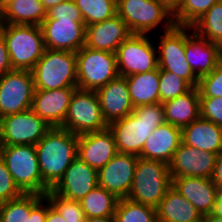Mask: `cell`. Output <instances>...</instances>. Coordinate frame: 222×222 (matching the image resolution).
<instances>
[{"mask_svg":"<svg viewBox=\"0 0 222 222\" xmlns=\"http://www.w3.org/2000/svg\"><path fill=\"white\" fill-rule=\"evenodd\" d=\"M153 42L147 34L131 33L116 51L118 74L127 77L157 69V49Z\"/></svg>","mask_w":222,"mask_h":222,"instance_id":"obj_10","label":"cell"},{"mask_svg":"<svg viewBox=\"0 0 222 222\" xmlns=\"http://www.w3.org/2000/svg\"><path fill=\"white\" fill-rule=\"evenodd\" d=\"M157 49L159 69L167 70L187 80L193 87L199 78L191 69L185 56V26L174 25L161 34Z\"/></svg>","mask_w":222,"mask_h":222,"instance_id":"obj_12","label":"cell"},{"mask_svg":"<svg viewBox=\"0 0 222 222\" xmlns=\"http://www.w3.org/2000/svg\"><path fill=\"white\" fill-rule=\"evenodd\" d=\"M23 192L15 184L5 162L0 157V204L20 197Z\"/></svg>","mask_w":222,"mask_h":222,"instance_id":"obj_39","label":"cell"},{"mask_svg":"<svg viewBox=\"0 0 222 222\" xmlns=\"http://www.w3.org/2000/svg\"><path fill=\"white\" fill-rule=\"evenodd\" d=\"M117 153L114 135L109 127L78 136V157L97 171Z\"/></svg>","mask_w":222,"mask_h":222,"instance_id":"obj_20","label":"cell"},{"mask_svg":"<svg viewBox=\"0 0 222 222\" xmlns=\"http://www.w3.org/2000/svg\"><path fill=\"white\" fill-rule=\"evenodd\" d=\"M221 62H222V46H221V58H220Z\"/></svg>","mask_w":222,"mask_h":222,"instance_id":"obj_52","label":"cell"},{"mask_svg":"<svg viewBox=\"0 0 222 222\" xmlns=\"http://www.w3.org/2000/svg\"><path fill=\"white\" fill-rule=\"evenodd\" d=\"M60 128L77 136L108 128L96 91L79 88L74 91L66 118Z\"/></svg>","mask_w":222,"mask_h":222,"instance_id":"obj_9","label":"cell"},{"mask_svg":"<svg viewBox=\"0 0 222 222\" xmlns=\"http://www.w3.org/2000/svg\"><path fill=\"white\" fill-rule=\"evenodd\" d=\"M191 27L198 36L222 46V1L215 3Z\"/></svg>","mask_w":222,"mask_h":222,"instance_id":"obj_32","label":"cell"},{"mask_svg":"<svg viewBox=\"0 0 222 222\" xmlns=\"http://www.w3.org/2000/svg\"><path fill=\"white\" fill-rule=\"evenodd\" d=\"M202 221L203 222H222V218L217 217L212 214H207L203 216Z\"/></svg>","mask_w":222,"mask_h":222,"instance_id":"obj_50","label":"cell"},{"mask_svg":"<svg viewBox=\"0 0 222 222\" xmlns=\"http://www.w3.org/2000/svg\"><path fill=\"white\" fill-rule=\"evenodd\" d=\"M130 34L126 23L116 14L105 21L86 26L85 46L116 53L117 48Z\"/></svg>","mask_w":222,"mask_h":222,"instance_id":"obj_22","label":"cell"},{"mask_svg":"<svg viewBox=\"0 0 222 222\" xmlns=\"http://www.w3.org/2000/svg\"><path fill=\"white\" fill-rule=\"evenodd\" d=\"M172 187L168 164L139 157L128 199L157 208Z\"/></svg>","mask_w":222,"mask_h":222,"instance_id":"obj_4","label":"cell"},{"mask_svg":"<svg viewBox=\"0 0 222 222\" xmlns=\"http://www.w3.org/2000/svg\"><path fill=\"white\" fill-rule=\"evenodd\" d=\"M181 142V129L165 122L146 139L139 157L169 164Z\"/></svg>","mask_w":222,"mask_h":222,"instance_id":"obj_24","label":"cell"},{"mask_svg":"<svg viewBox=\"0 0 222 222\" xmlns=\"http://www.w3.org/2000/svg\"><path fill=\"white\" fill-rule=\"evenodd\" d=\"M84 222H116L114 216L112 217H86Z\"/></svg>","mask_w":222,"mask_h":222,"instance_id":"obj_48","label":"cell"},{"mask_svg":"<svg viewBox=\"0 0 222 222\" xmlns=\"http://www.w3.org/2000/svg\"><path fill=\"white\" fill-rule=\"evenodd\" d=\"M172 186L204 216L211 214L220 190L211 178H172Z\"/></svg>","mask_w":222,"mask_h":222,"instance_id":"obj_23","label":"cell"},{"mask_svg":"<svg viewBox=\"0 0 222 222\" xmlns=\"http://www.w3.org/2000/svg\"><path fill=\"white\" fill-rule=\"evenodd\" d=\"M117 14L131 33L149 34L160 23L164 31L175 25L173 13L158 0H117Z\"/></svg>","mask_w":222,"mask_h":222,"instance_id":"obj_7","label":"cell"},{"mask_svg":"<svg viewBox=\"0 0 222 222\" xmlns=\"http://www.w3.org/2000/svg\"><path fill=\"white\" fill-rule=\"evenodd\" d=\"M9 52L7 50L6 41L3 34L0 32V76H3L6 72L12 71Z\"/></svg>","mask_w":222,"mask_h":222,"instance_id":"obj_42","label":"cell"},{"mask_svg":"<svg viewBox=\"0 0 222 222\" xmlns=\"http://www.w3.org/2000/svg\"><path fill=\"white\" fill-rule=\"evenodd\" d=\"M158 222H201L203 216L172 186L156 208Z\"/></svg>","mask_w":222,"mask_h":222,"instance_id":"obj_27","label":"cell"},{"mask_svg":"<svg viewBox=\"0 0 222 222\" xmlns=\"http://www.w3.org/2000/svg\"><path fill=\"white\" fill-rule=\"evenodd\" d=\"M119 199L104 188L97 186L80 200L86 217H112Z\"/></svg>","mask_w":222,"mask_h":222,"instance_id":"obj_30","label":"cell"},{"mask_svg":"<svg viewBox=\"0 0 222 222\" xmlns=\"http://www.w3.org/2000/svg\"><path fill=\"white\" fill-rule=\"evenodd\" d=\"M114 217L116 222H158L156 208L128 198L119 199Z\"/></svg>","mask_w":222,"mask_h":222,"instance_id":"obj_34","label":"cell"},{"mask_svg":"<svg viewBox=\"0 0 222 222\" xmlns=\"http://www.w3.org/2000/svg\"><path fill=\"white\" fill-rule=\"evenodd\" d=\"M46 16L40 0H14L0 11V24L40 26Z\"/></svg>","mask_w":222,"mask_h":222,"instance_id":"obj_29","label":"cell"},{"mask_svg":"<svg viewBox=\"0 0 222 222\" xmlns=\"http://www.w3.org/2000/svg\"><path fill=\"white\" fill-rule=\"evenodd\" d=\"M51 205L60 213L65 222H84L86 216L80 201L64 198L51 189L45 194Z\"/></svg>","mask_w":222,"mask_h":222,"instance_id":"obj_37","label":"cell"},{"mask_svg":"<svg viewBox=\"0 0 222 222\" xmlns=\"http://www.w3.org/2000/svg\"><path fill=\"white\" fill-rule=\"evenodd\" d=\"M41 3L43 4L44 9L47 11H49L52 7L65 2L67 0H40Z\"/></svg>","mask_w":222,"mask_h":222,"instance_id":"obj_49","label":"cell"},{"mask_svg":"<svg viewBox=\"0 0 222 222\" xmlns=\"http://www.w3.org/2000/svg\"><path fill=\"white\" fill-rule=\"evenodd\" d=\"M211 179L217 188L222 191V150L216 156L214 171Z\"/></svg>","mask_w":222,"mask_h":222,"instance_id":"obj_44","label":"cell"},{"mask_svg":"<svg viewBox=\"0 0 222 222\" xmlns=\"http://www.w3.org/2000/svg\"><path fill=\"white\" fill-rule=\"evenodd\" d=\"M44 184L52 189L78 156V136L60 127H52L35 145Z\"/></svg>","mask_w":222,"mask_h":222,"instance_id":"obj_2","label":"cell"},{"mask_svg":"<svg viewBox=\"0 0 222 222\" xmlns=\"http://www.w3.org/2000/svg\"><path fill=\"white\" fill-rule=\"evenodd\" d=\"M165 123L162 103L142 105L131 114L108 125L112 131L119 153L139 156L146 139L161 124Z\"/></svg>","mask_w":222,"mask_h":222,"instance_id":"obj_1","label":"cell"},{"mask_svg":"<svg viewBox=\"0 0 222 222\" xmlns=\"http://www.w3.org/2000/svg\"><path fill=\"white\" fill-rule=\"evenodd\" d=\"M34 91L30 70L13 69L0 76V118L31 109Z\"/></svg>","mask_w":222,"mask_h":222,"instance_id":"obj_13","label":"cell"},{"mask_svg":"<svg viewBox=\"0 0 222 222\" xmlns=\"http://www.w3.org/2000/svg\"><path fill=\"white\" fill-rule=\"evenodd\" d=\"M163 4L168 10L174 13L182 3V0H158Z\"/></svg>","mask_w":222,"mask_h":222,"instance_id":"obj_46","label":"cell"},{"mask_svg":"<svg viewBox=\"0 0 222 222\" xmlns=\"http://www.w3.org/2000/svg\"><path fill=\"white\" fill-rule=\"evenodd\" d=\"M14 0H0V11Z\"/></svg>","mask_w":222,"mask_h":222,"instance_id":"obj_51","label":"cell"},{"mask_svg":"<svg viewBox=\"0 0 222 222\" xmlns=\"http://www.w3.org/2000/svg\"><path fill=\"white\" fill-rule=\"evenodd\" d=\"M31 72L35 90L78 88L75 52L45 49Z\"/></svg>","mask_w":222,"mask_h":222,"instance_id":"obj_3","label":"cell"},{"mask_svg":"<svg viewBox=\"0 0 222 222\" xmlns=\"http://www.w3.org/2000/svg\"><path fill=\"white\" fill-rule=\"evenodd\" d=\"M32 109L0 118V146L36 145L51 129Z\"/></svg>","mask_w":222,"mask_h":222,"instance_id":"obj_11","label":"cell"},{"mask_svg":"<svg viewBox=\"0 0 222 222\" xmlns=\"http://www.w3.org/2000/svg\"><path fill=\"white\" fill-rule=\"evenodd\" d=\"M163 104L165 122L180 129L200 117V93L196 87Z\"/></svg>","mask_w":222,"mask_h":222,"instance_id":"obj_26","label":"cell"},{"mask_svg":"<svg viewBox=\"0 0 222 222\" xmlns=\"http://www.w3.org/2000/svg\"><path fill=\"white\" fill-rule=\"evenodd\" d=\"M217 154L180 143L168 164L172 178H211Z\"/></svg>","mask_w":222,"mask_h":222,"instance_id":"obj_15","label":"cell"},{"mask_svg":"<svg viewBox=\"0 0 222 222\" xmlns=\"http://www.w3.org/2000/svg\"><path fill=\"white\" fill-rule=\"evenodd\" d=\"M77 85L79 89L96 91L119 74L116 53L83 46L76 52Z\"/></svg>","mask_w":222,"mask_h":222,"instance_id":"obj_8","label":"cell"},{"mask_svg":"<svg viewBox=\"0 0 222 222\" xmlns=\"http://www.w3.org/2000/svg\"><path fill=\"white\" fill-rule=\"evenodd\" d=\"M188 31L190 34H188ZM185 56L195 75L200 78L213 71L221 61V46L198 36L185 26Z\"/></svg>","mask_w":222,"mask_h":222,"instance_id":"obj_18","label":"cell"},{"mask_svg":"<svg viewBox=\"0 0 222 222\" xmlns=\"http://www.w3.org/2000/svg\"><path fill=\"white\" fill-rule=\"evenodd\" d=\"M46 216H47V197L44 196L32 208L28 222H46Z\"/></svg>","mask_w":222,"mask_h":222,"instance_id":"obj_43","label":"cell"},{"mask_svg":"<svg viewBox=\"0 0 222 222\" xmlns=\"http://www.w3.org/2000/svg\"><path fill=\"white\" fill-rule=\"evenodd\" d=\"M138 158L139 156L134 154L118 152L98 171V186L114 194L118 199L127 198Z\"/></svg>","mask_w":222,"mask_h":222,"instance_id":"obj_14","label":"cell"},{"mask_svg":"<svg viewBox=\"0 0 222 222\" xmlns=\"http://www.w3.org/2000/svg\"><path fill=\"white\" fill-rule=\"evenodd\" d=\"M197 88L200 97H222V62L209 74L199 78Z\"/></svg>","mask_w":222,"mask_h":222,"instance_id":"obj_38","label":"cell"},{"mask_svg":"<svg viewBox=\"0 0 222 222\" xmlns=\"http://www.w3.org/2000/svg\"><path fill=\"white\" fill-rule=\"evenodd\" d=\"M97 186L98 171L77 156L51 190L64 198L80 201Z\"/></svg>","mask_w":222,"mask_h":222,"instance_id":"obj_17","label":"cell"},{"mask_svg":"<svg viewBox=\"0 0 222 222\" xmlns=\"http://www.w3.org/2000/svg\"><path fill=\"white\" fill-rule=\"evenodd\" d=\"M212 215L222 218V191L219 192L212 210Z\"/></svg>","mask_w":222,"mask_h":222,"instance_id":"obj_47","label":"cell"},{"mask_svg":"<svg viewBox=\"0 0 222 222\" xmlns=\"http://www.w3.org/2000/svg\"><path fill=\"white\" fill-rule=\"evenodd\" d=\"M103 118L110 123L126 117L134 110L126 78L118 75L96 90Z\"/></svg>","mask_w":222,"mask_h":222,"instance_id":"obj_19","label":"cell"},{"mask_svg":"<svg viewBox=\"0 0 222 222\" xmlns=\"http://www.w3.org/2000/svg\"><path fill=\"white\" fill-rule=\"evenodd\" d=\"M219 1L220 0H182L179 8L173 13L175 25L192 26Z\"/></svg>","mask_w":222,"mask_h":222,"instance_id":"obj_35","label":"cell"},{"mask_svg":"<svg viewBox=\"0 0 222 222\" xmlns=\"http://www.w3.org/2000/svg\"><path fill=\"white\" fill-rule=\"evenodd\" d=\"M13 69L32 70L45 50L41 26L0 24Z\"/></svg>","mask_w":222,"mask_h":222,"instance_id":"obj_5","label":"cell"},{"mask_svg":"<svg viewBox=\"0 0 222 222\" xmlns=\"http://www.w3.org/2000/svg\"><path fill=\"white\" fill-rule=\"evenodd\" d=\"M182 143L218 154L222 150V127L201 117L181 129Z\"/></svg>","mask_w":222,"mask_h":222,"instance_id":"obj_25","label":"cell"},{"mask_svg":"<svg viewBox=\"0 0 222 222\" xmlns=\"http://www.w3.org/2000/svg\"><path fill=\"white\" fill-rule=\"evenodd\" d=\"M45 19H55L58 21H83L80 10L77 8L74 0H67L52 7L49 11H47Z\"/></svg>","mask_w":222,"mask_h":222,"instance_id":"obj_41","label":"cell"},{"mask_svg":"<svg viewBox=\"0 0 222 222\" xmlns=\"http://www.w3.org/2000/svg\"><path fill=\"white\" fill-rule=\"evenodd\" d=\"M77 88L35 90L31 109L51 127H61Z\"/></svg>","mask_w":222,"mask_h":222,"instance_id":"obj_21","label":"cell"},{"mask_svg":"<svg viewBox=\"0 0 222 222\" xmlns=\"http://www.w3.org/2000/svg\"><path fill=\"white\" fill-rule=\"evenodd\" d=\"M44 197L23 193L20 197L0 204V222H28L32 208Z\"/></svg>","mask_w":222,"mask_h":222,"instance_id":"obj_31","label":"cell"},{"mask_svg":"<svg viewBox=\"0 0 222 222\" xmlns=\"http://www.w3.org/2000/svg\"><path fill=\"white\" fill-rule=\"evenodd\" d=\"M159 77L160 103L172 100L193 88L187 80L167 70L159 69Z\"/></svg>","mask_w":222,"mask_h":222,"instance_id":"obj_36","label":"cell"},{"mask_svg":"<svg viewBox=\"0 0 222 222\" xmlns=\"http://www.w3.org/2000/svg\"><path fill=\"white\" fill-rule=\"evenodd\" d=\"M86 26L105 21L117 14V0H74Z\"/></svg>","mask_w":222,"mask_h":222,"instance_id":"obj_33","label":"cell"},{"mask_svg":"<svg viewBox=\"0 0 222 222\" xmlns=\"http://www.w3.org/2000/svg\"><path fill=\"white\" fill-rule=\"evenodd\" d=\"M40 26L45 49L76 53L85 46L86 25L83 21L44 19Z\"/></svg>","mask_w":222,"mask_h":222,"instance_id":"obj_16","label":"cell"},{"mask_svg":"<svg viewBox=\"0 0 222 222\" xmlns=\"http://www.w3.org/2000/svg\"><path fill=\"white\" fill-rule=\"evenodd\" d=\"M46 222H65L64 218L60 213L51 205L50 201L47 199V216Z\"/></svg>","mask_w":222,"mask_h":222,"instance_id":"obj_45","label":"cell"},{"mask_svg":"<svg viewBox=\"0 0 222 222\" xmlns=\"http://www.w3.org/2000/svg\"><path fill=\"white\" fill-rule=\"evenodd\" d=\"M0 157L23 193L45 196L50 190L42 180L35 145L0 146Z\"/></svg>","mask_w":222,"mask_h":222,"instance_id":"obj_6","label":"cell"},{"mask_svg":"<svg viewBox=\"0 0 222 222\" xmlns=\"http://www.w3.org/2000/svg\"><path fill=\"white\" fill-rule=\"evenodd\" d=\"M125 78L134 108L160 103L159 67L149 72L129 75Z\"/></svg>","mask_w":222,"mask_h":222,"instance_id":"obj_28","label":"cell"},{"mask_svg":"<svg viewBox=\"0 0 222 222\" xmlns=\"http://www.w3.org/2000/svg\"><path fill=\"white\" fill-rule=\"evenodd\" d=\"M200 117L222 127V97H200Z\"/></svg>","mask_w":222,"mask_h":222,"instance_id":"obj_40","label":"cell"}]
</instances>
